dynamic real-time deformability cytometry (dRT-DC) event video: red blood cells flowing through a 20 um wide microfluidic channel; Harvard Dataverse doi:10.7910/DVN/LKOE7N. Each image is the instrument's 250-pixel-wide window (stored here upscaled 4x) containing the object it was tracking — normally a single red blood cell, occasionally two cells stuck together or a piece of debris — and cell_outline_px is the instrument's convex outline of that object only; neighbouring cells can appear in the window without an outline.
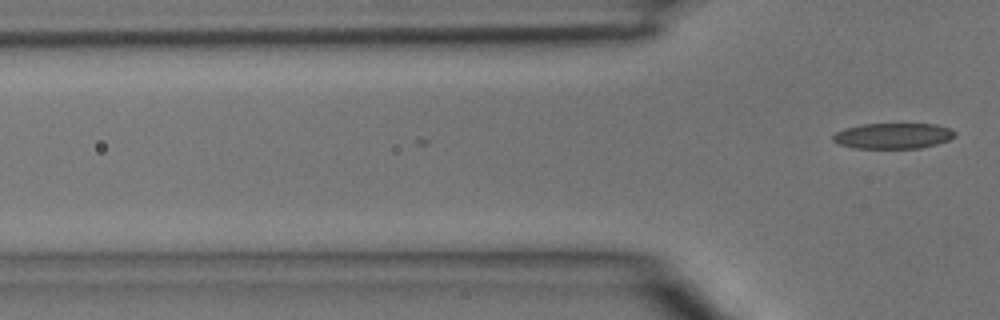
{"species": "common noctule bat (a hibernating species)", "species_latin": "Nyctalus noctula", "temperature_condition": "room temperature", "stored_images_in_passage": 2, "camera_frame_rate_fps": 3000, "um_per_image_px": 0.085, "animal": {"sex": "male", "body_mass_g": 15.6}, "frame": {"image": 1, "passage_image": 2, "time_ms": 0.333, "image_size_px": [1000, 320], "cell_outline_px": [[956, 136], [948, 140], [936, 144], [920, 148], [852, 148], [840, 144], [832, 140], [832, 136], [836, 132], [844, 128], [860, 124], [936, 124], [948, 128], [956, 132]], "centroid_in_image_um": [75.89, 11.54], "position_along_channel_um": 49.9, "area_um2": 18.26}}